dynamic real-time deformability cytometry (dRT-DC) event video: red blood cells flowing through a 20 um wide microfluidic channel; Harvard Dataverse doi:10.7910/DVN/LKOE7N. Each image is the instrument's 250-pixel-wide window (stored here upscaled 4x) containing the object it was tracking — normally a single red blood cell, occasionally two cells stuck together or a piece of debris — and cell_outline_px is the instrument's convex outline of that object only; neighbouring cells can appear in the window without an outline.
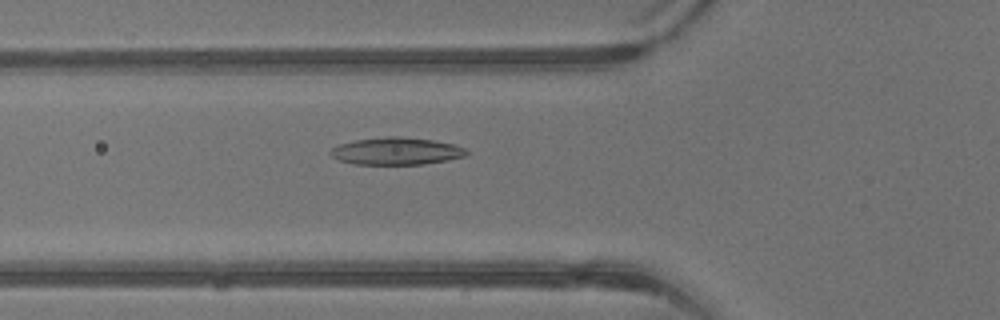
{"species": "common noctule bat (a hibernating species)", "species_latin": "Nyctalus noctula", "temperature_condition": "warm", "stored_images_in_passage": 38, "camera_frame_rate_fps": 3000, "um_per_image_px": 0.085, "animal": {"sex": "male", "body_mass_g": 13.3}, "frame": {"image": 1, "passage_image": 15, "time_ms": 4.667, "image_size_px": [1000, 320], "cell_outline_px": [[468, 152], [464, 156], [448, 160], [424, 164], [356, 164], [340, 160], [332, 156], [328, 152], [332, 148], [340, 144], [356, 140], [388, 136], [396, 136], [432, 140], [452, 144], [464, 148]], "centroid_in_image_um": [33.68, 12.85], "position_along_channel_um": 92.1, "area_um2": 21.33}}
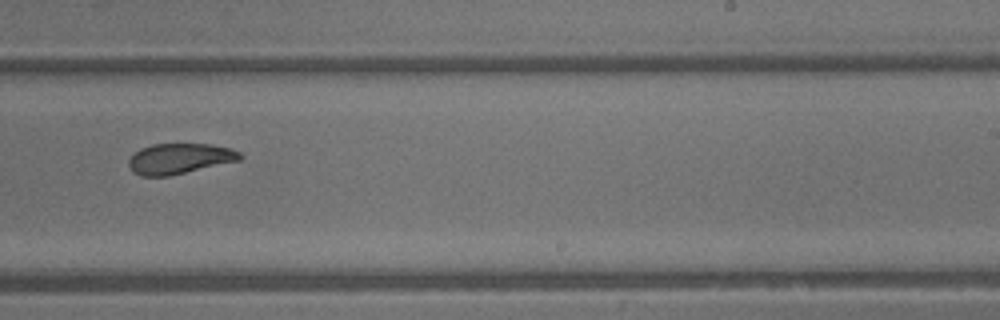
{"frame": {"image": 2, "passage_image": 26, "time_ms": 8.333, "image_size_px": [1000, 320], "cell_outline_px": [[244, 156], [240, 160], [168, 176], [140, 176], [132, 172], [128, 164], [128, 160], [140, 148], [152, 144], [212, 144], [232, 148], [240, 152]], "centroid_in_image_um": [15.27, 13.48], "position_along_channel_um": 273.7, "area_um2": 19.83}}
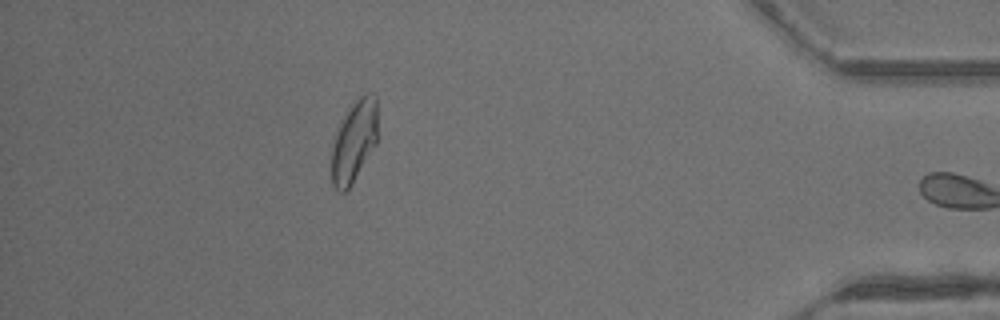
{"frame": {"image": 3, "passage_image": 37, "time_ms": 12.0, "image_size_px": [1000, 320], "cell_outline_px": [[376, 144], [352, 184], [344, 192], [340, 192], [332, 184], [332, 144], [336, 128], [352, 104], [364, 92], [372, 92], [376, 96]], "centroid_in_image_um": [30.08, 11.99], "position_along_channel_um": 405.1, "area_um2": 21.85}, "authors_computed_cell_mechanics": {"area_um2": 21.6172, "velocity_mm_per_s": 4.955, "shape_relaxation_time_tau1_ms": 7.5392, "shape_relaxation_time_tau2_ms": 3.1418, "deformation_change_tau1": 0.2359, "deformation_change_tau2": 0.1045}}